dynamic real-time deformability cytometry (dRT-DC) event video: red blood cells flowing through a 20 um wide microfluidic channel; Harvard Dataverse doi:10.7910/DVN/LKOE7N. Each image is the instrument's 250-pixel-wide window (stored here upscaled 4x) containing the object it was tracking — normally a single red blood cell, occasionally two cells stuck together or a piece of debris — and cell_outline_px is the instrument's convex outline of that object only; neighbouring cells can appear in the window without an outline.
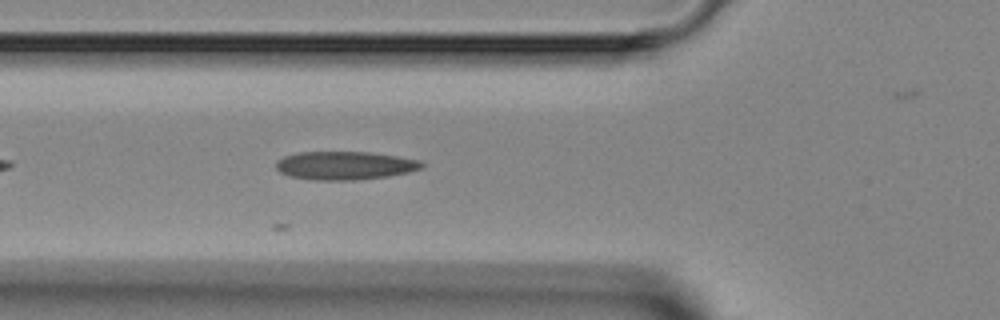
{"species": "Egyptian fruit bat (a non-hibernating species)", "species_latin": "Rousettus aegyptiacus", "temperature_condition": "room temperature", "stored_images_in_passage": 4, "camera_frame_rate_fps": 3000, "um_per_image_px": 0.085, "animal": {"sex": "female"}, "frame": {"image": 1, "passage_image": 4, "time_ms": 4.333, "image_size_px": [1000, 320], "cell_outline_px": [[424, 168], [408, 172], [388, 176], [356, 180], [316, 180], [288, 176], [280, 172], [276, 168], [276, 160], [284, 156], [300, 152], [368, 152], [396, 156], [420, 160], [424, 164]], "centroid_in_image_um": [29.31, 14.07], "position_along_channel_um": 96.5, "area_um2": 24.1}}